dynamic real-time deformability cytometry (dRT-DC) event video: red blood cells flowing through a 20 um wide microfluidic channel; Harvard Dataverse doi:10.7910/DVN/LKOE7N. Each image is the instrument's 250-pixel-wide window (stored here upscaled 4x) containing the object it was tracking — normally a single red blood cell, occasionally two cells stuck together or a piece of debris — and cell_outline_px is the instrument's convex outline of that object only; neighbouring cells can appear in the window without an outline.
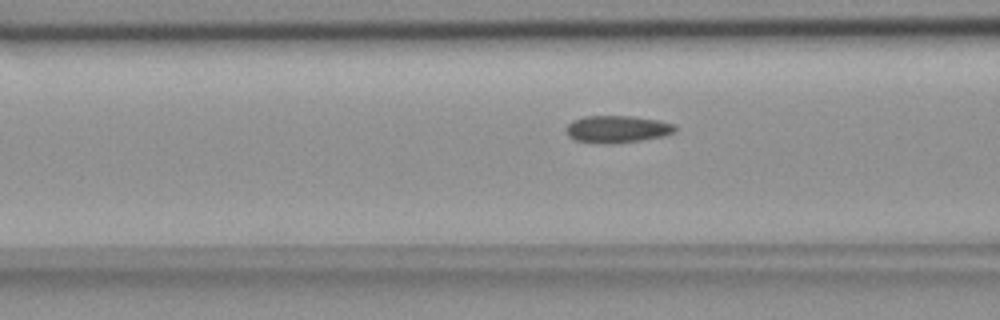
{"species": "common noctule bat (a hibernating species)", "species_latin": "Nyctalus noctula", "temperature_condition": "room temperature", "stored_images_in_passage": 51, "camera_frame_rate_fps": 3000, "um_per_image_px": 0.085, "animal": {"sex": "female", "body_mass_g": 18.4}, "frame": {"image": 1, "passage_image": 22, "time_ms": 7.0, "image_size_px": [1000, 320], "cell_outline_px": [[676, 132], [664, 136], [640, 140], [612, 144], [596, 144], [576, 140], [568, 136], [564, 132], [564, 128], [572, 120], [584, 116], [632, 116], [660, 120], [676, 124]], "centroid_in_image_um": [52.44, 10.98], "position_along_channel_um": 114.2, "area_um2": 17.69}}
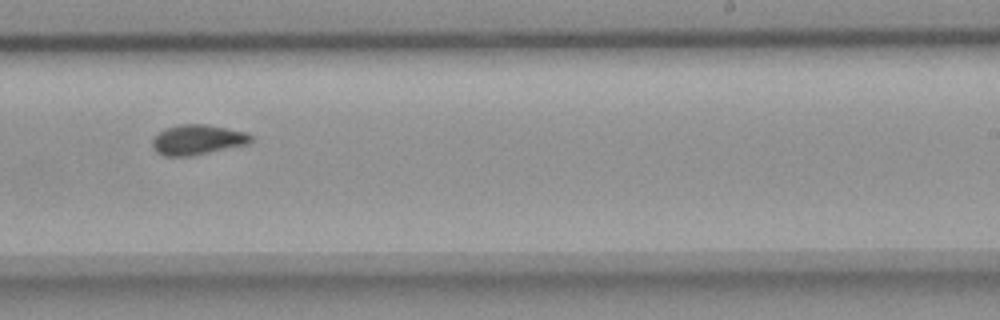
{"frame": {"image": 2, "passage_image": 35, "time_ms": 11.333, "image_size_px": [1000, 320], "cell_outline_px": [[252, 140], [248, 144], [192, 156], [164, 156], [156, 152], [152, 144], [152, 140], [164, 128], [180, 124], [204, 124], [248, 132], [252, 136]], "centroid_in_image_um": [16.79, 11.88], "position_along_channel_um": 272.2, "area_um2": 17.28}}
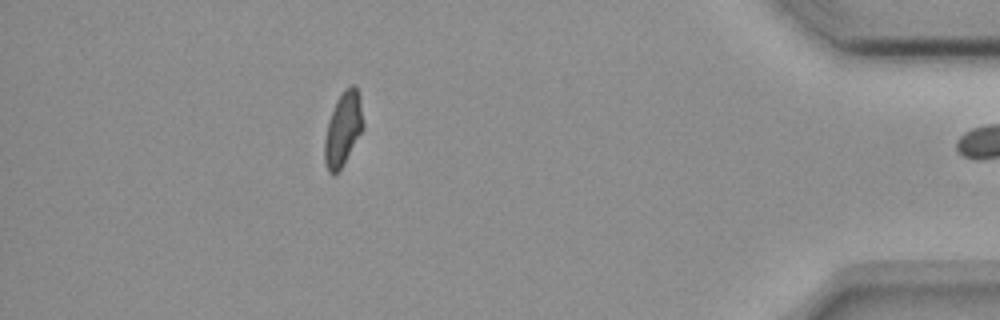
{"frame": {"image": 3, "passage_image": 50, "time_ms": 16.333, "image_size_px": [1000, 320], "cell_outline_px": [[364, 128], [344, 164], [332, 176], [328, 172], [324, 160], [324, 140], [328, 120], [336, 100], [344, 88], [352, 84], [356, 84], [360, 96], [364, 124]], "centroid_in_image_um": [29.17, 10.93], "position_along_channel_um": 406.0, "area_um2": 16.94}}